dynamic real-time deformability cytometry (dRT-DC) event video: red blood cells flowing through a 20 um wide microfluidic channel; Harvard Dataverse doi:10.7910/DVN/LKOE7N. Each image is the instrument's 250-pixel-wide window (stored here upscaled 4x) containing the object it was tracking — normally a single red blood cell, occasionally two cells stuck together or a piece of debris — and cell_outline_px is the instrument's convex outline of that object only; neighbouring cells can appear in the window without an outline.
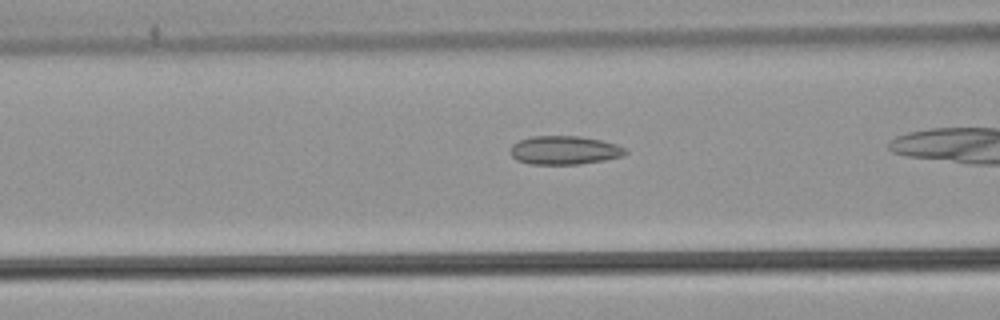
{"species": "common noctule bat (a hibernating species)", "species_latin": "Nyctalus noctula", "temperature_condition": "warm", "stored_images_in_passage": 27, "camera_frame_rate_fps": 3000, "um_per_image_px": 0.085, "animal": {"sex": "male", "body_mass_g": 21.5, "forearm_length_mm": 52.0}, "frame": {"image": 1, "passage_image": 6, "time_ms": 1.667, "image_size_px": [1000, 320], "cell_outline_px": [[620, 152], [616, 156], [596, 160], [568, 164], [540, 164], [520, 160], [512, 152], [516, 144], [524, 140], [544, 136], [560, 136], [596, 140], [608, 144], [616, 148]], "centroid_in_image_um": [47.82, 12.78], "position_along_channel_um": 118.8, "area_um2": 16.53}}
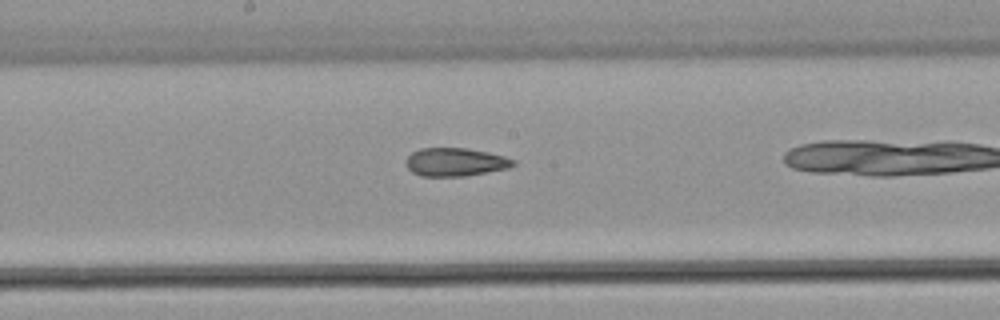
{"frame": {"image": 2, "passage_image": 13, "time_ms": 4.0, "image_size_px": [1000, 320], "cell_outline_px": [[512, 164], [500, 168], [480, 172], [444, 176], [428, 176], [416, 172], [408, 164], [408, 160], [416, 152], [428, 148], [460, 148], [500, 156], [508, 160]], "centroid_in_image_um": [38.61, 13.76], "position_along_channel_um": 209.6, "area_um2": 15.37}}
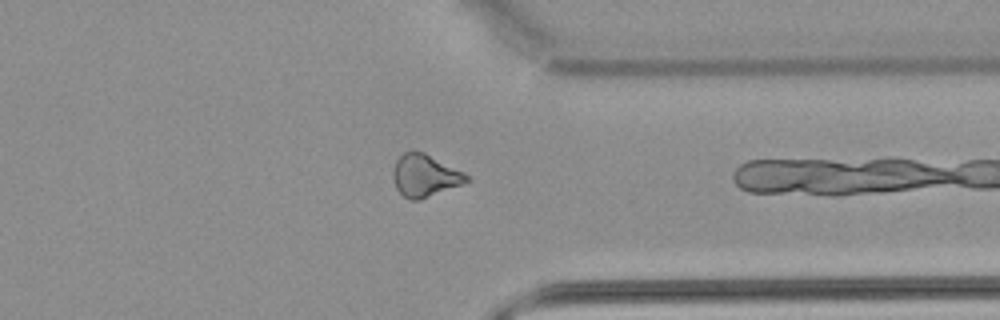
{"frame": {"image": 3, "passage_image": 26, "time_ms": 8.333, "image_size_px": [1000, 320], "cell_outline_px": [[468, 180], [424, 196], [404, 196], [400, 192], [396, 184], [396, 164], [408, 152], [420, 152], [468, 176]], "centroid_in_image_um": [36.11, 14.9], "position_along_channel_um": 375.3, "area_um2": 15.37}}